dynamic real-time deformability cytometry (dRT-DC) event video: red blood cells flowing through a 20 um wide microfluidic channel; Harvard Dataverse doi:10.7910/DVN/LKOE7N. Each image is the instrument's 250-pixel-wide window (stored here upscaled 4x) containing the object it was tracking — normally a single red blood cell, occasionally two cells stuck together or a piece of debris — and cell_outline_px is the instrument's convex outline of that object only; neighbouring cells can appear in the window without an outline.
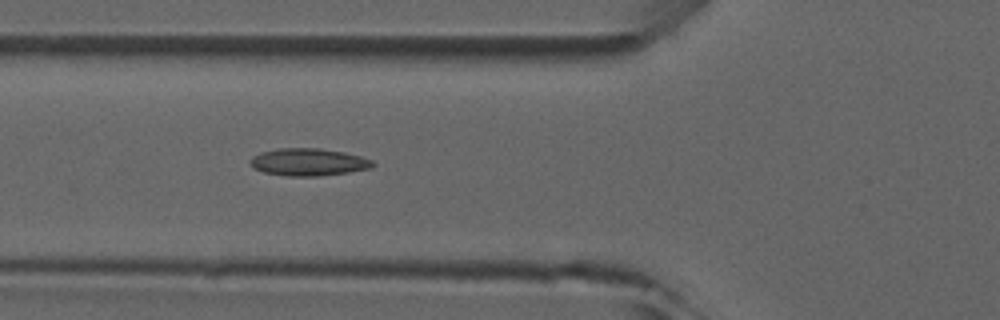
{"species": "common noctule bat (a hibernating species)", "species_latin": "Nyctalus noctula", "temperature_condition": "room temperature", "stored_images_in_passage": 5, "camera_frame_rate_fps": 3000, "um_per_image_px": 0.085, "animal": {"sex": "male", "forearm_length_mm": 52.5}, "frame": {"image": 1, "passage_image": 5, "time_ms": 5.333, "image_size_px": [1000, 320], "cell_outline_px": [[376, 164], [372, 168], [348, 172], [316, 176], [288, 176], [264, 172], [256, 168], [248, 160], [252, 156], [260, 152], [280, 148], [320, 148], [344, 152], [360, 156], [372, 160]], "centroid_in_image_um": [26.23, 13.77], "position_along_channel_um": 99.6, "area_um2": 19.48}}